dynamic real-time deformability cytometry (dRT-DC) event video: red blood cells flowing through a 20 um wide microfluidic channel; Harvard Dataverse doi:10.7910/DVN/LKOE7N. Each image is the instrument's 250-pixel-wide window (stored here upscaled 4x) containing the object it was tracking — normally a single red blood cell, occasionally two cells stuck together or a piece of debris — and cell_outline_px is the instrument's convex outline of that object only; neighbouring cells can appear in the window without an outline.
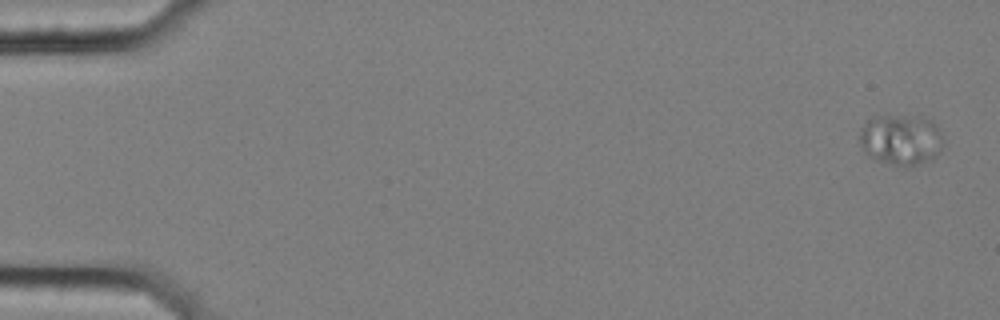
{"species": "common noctule bat (a hibernating species)", "species_latin": "Nyctalus noctula", "temperature_condition": "cold", "stored_images_in_passage": 57, "camera_frame_rate_fps": 3000, "um_per_image_px": 0.085, "animal": {"sex": "female", "body_mass_g": 25.1}, "frame": {"image": 1, "passage_image": 1, "time_ms": 0.0, "image_size_px": [1000, 320], "cell_outline_px": [[940, 152], [932, 160], [912, 164], [892, 164], [876, 160], [868, 156], [860, 140], [860, 128], [872, 116], [920, 116], [932, 120], [940, 128]], "centroid_in_image_um": [76.57, 11.83], "position_along_channel_um": 8.4, "area_um2": 24.33}}
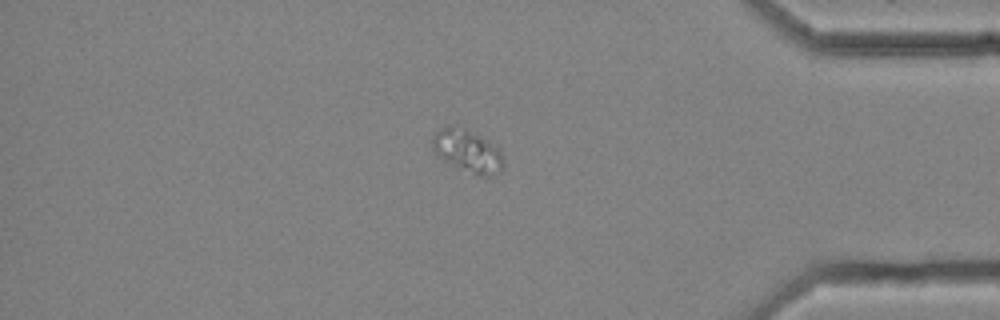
{"frame": {"image": 2, "passage_image": 49, "time_ms": 16.0, "image_size_px": [1000, 320], "cell_outline_px": [[504, 168], [496, 176], [480, 176], [444, 160], [436, 156], [432, 148], [432, 136], [436, 132], [448, 124], [452, 124], [464, 128], [496, 144], [500, 148], [504, 156]], "centroid_in_image_um": [39.79, 12.82], "position_along_channel_um": 395.4, "area_um2": 17.98}}
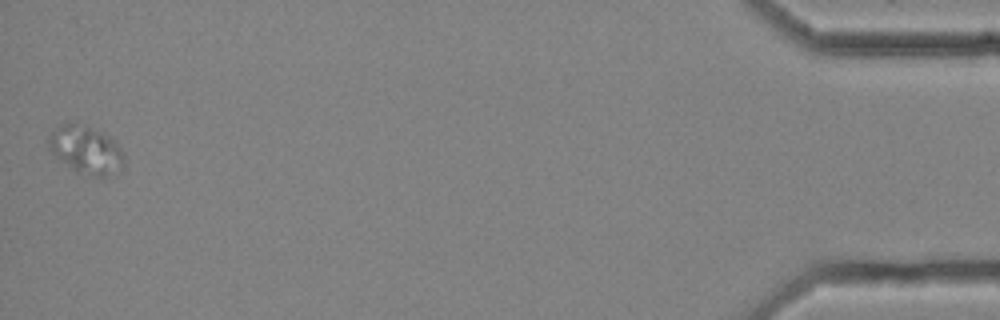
{"frame": {"image": 3, "passage_image": 57, "time_ms": 18.667, "image_size_px": [1000, 320], "cell_outline_px": [[124, 164], [120, 168], [104, 176], [92, 176], [76, 172], [56, 156], [48, 148], [48, 136], [60, 124], [68, 120], [84, 124], [116, 140], [124, 152]], "centroid_in_image_um": [7.3, 12.69], "position_along_channel_um": 427.9, "area_um2": 21.15}}